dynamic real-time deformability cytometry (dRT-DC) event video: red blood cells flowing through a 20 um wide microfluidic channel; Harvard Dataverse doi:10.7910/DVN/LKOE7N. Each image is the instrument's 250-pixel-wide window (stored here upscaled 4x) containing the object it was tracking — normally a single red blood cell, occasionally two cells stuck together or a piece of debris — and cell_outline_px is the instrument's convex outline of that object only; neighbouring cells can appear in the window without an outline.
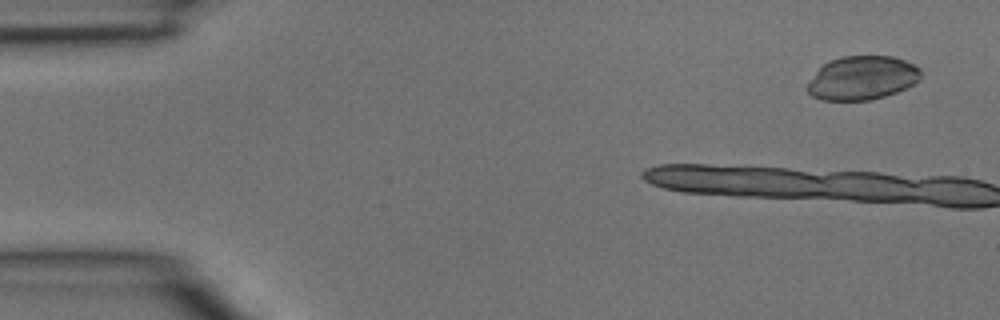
{"species": "common noctule bat (a hibernating species)", "species_latin": "Nyctalus noctula", "temperature_condition": "room temperature", "stored_images_in_passage": 2, "camera_frame_rate_fps": 3000, "um_per_image_px": 0.085, "animal": {"sex": "male", "body_mass_g": 15.6}, "frame": {"image": 1, "passage_image": 2, "time_ms": 0.333, "image_size_px": [1000, 320], "cell_outline_px": [[920, 80], [896, 92], [872, 100], [820, 100], [812, 96], [804, 88], [816, 72], [824, 64], [840, 56], [892, 56], [916, 64], [920, 68]], "centroid_in_image_um": [73.28, 6.63], "position_along_channel_um": 11.7, "area_um2": 28.96}}